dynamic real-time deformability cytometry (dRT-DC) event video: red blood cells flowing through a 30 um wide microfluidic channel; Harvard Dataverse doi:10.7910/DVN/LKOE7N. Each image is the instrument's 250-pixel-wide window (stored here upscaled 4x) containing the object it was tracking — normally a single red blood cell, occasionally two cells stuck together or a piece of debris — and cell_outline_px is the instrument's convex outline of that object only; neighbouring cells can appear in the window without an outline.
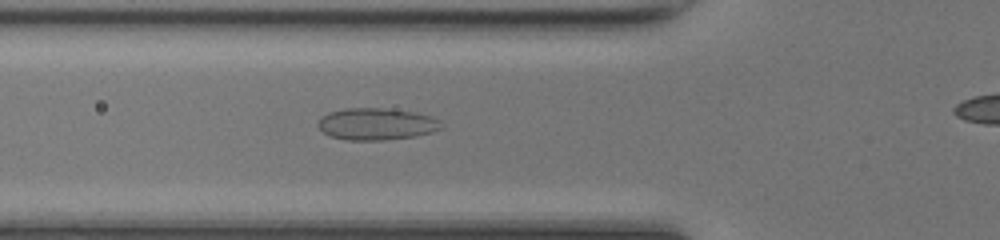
{"species": "common noctule bat (a hibernating species)", "species_latin": "Nyctalus noctula", "temperature_condition": "room temperature", "stored_images_in_passage": 34, "camera_frame_rate_fps": 3000, "um_per_image_px": 0.085, "animal": {"sex": "female", "body_mass_g": 17.0, "forearm_length_mm": 48.0}, "frame": {"image": 1, "passage_image": 10, "time_ms": 3.0, "image_size_px": [1000, 240], "cell_outline_px": [[444, 128], [432, 132], [416, 136], [384, 140], [348, 140], [332, 136], [324, 132], [316, 124], [320, 116], [328, 112], [344, 108], [384, 108], [416, 112], [432, 116], [440, 120], [444, 124]], "centroid_in_image_um": [32.04, 10.53], "position_along_channel_um": 93.8, "area_um2": 23.24}}
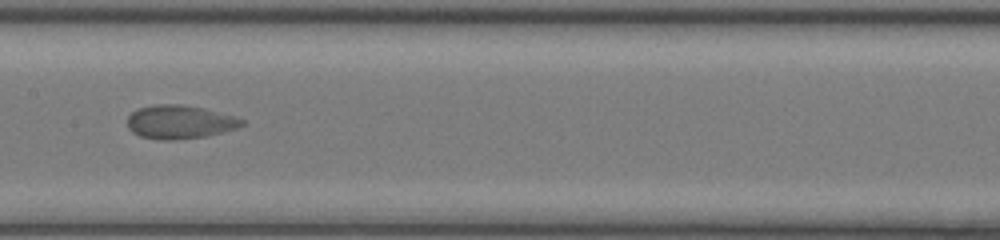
{"frame": {"image": 2, "passage_image": 17, "time_ms": 5.333, "image_size_px": [1000, 240], "cell_outline_px": [[244, 124], [236, 128], [208, 136], [172, 140], [160, 140], [140, 136], [132, 132], [128, 128], [128, 116], [132, 112], [140, 108], [156, 104], [184, 104], [204, 108], [236, 116], [244, 120]], "centroid_in_image_um": [15.29, 10.36], "position_along_channel_um": 192.1, "area_um2": 22.48}}
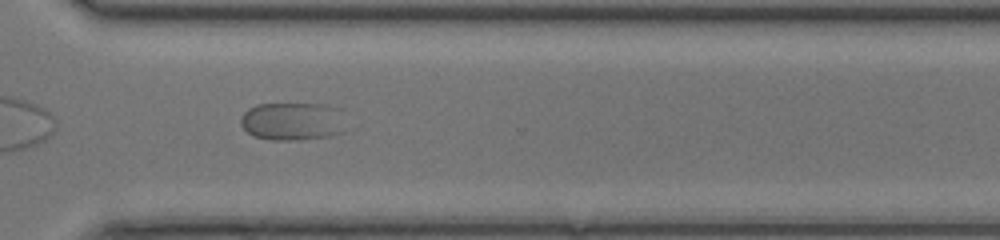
{"frame": {"image": 3, "passage_image": 28, "time_ms": 9.0, "image_size_px": [1000, 240], "cell_outline_px": [[344, 132], [328, 136], [300, 140], [268, 140], [256, 136], [248, 132], [240, 124], [240, 120], [244, 112], [248, 108], [256, 104], [320, 104], [336, 108]], "centroid_in_image_um": [24.77, 10.32], "position_along_channel_um": 345.8, "area_um2": 22.95}}